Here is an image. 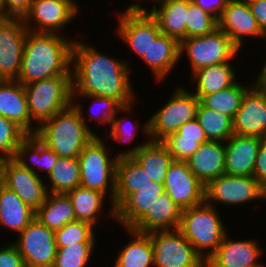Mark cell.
<instances>
[{
	"label": "cell",
	"instance_id": "obj_1",
	"mask_svg": "<svg viewBox=\"0 0 266 267\" xmlns=\"http://www.w3.org/2000/svg\"><path fill=\"white\" fill-rule=\"evenodd\" d=\"M129 62L106 56L94 47L75 40L72 64V95L112 97L123 106L137 97L131 82Z\"/></svg>",
	"mask_w": 266,
	"mask_h": 267
},
{
	"label": "cell",
	"instance_id": "obj_2",
	"mask_svg": "<svg viewBox=\"0 0 266 267\" xmlns=\"http://www.w3.org/2000/svg\"><path fill=\"white\" fill-rule=\"evenodd\" d=\"M75 39L63 34L27 31L22 64L17 81L27 85L72 74L73 48Z\"/></svg>",
	"mask_w": 266,
	"mask_h": 267
},
{
	"label": "cell",
	"instance_id": "obj_3",
	"mask_svg": "<svg viewBox=\"0 0 266 267\" xmlns=\"http://www.w3.org/2000/svg\"><path fill=\"white\" fill-rule=\"evenodd\" d=\"M79 102L72 100L69 107L42 123L35 133L47 148L62 158H78L83 148L99 136L88 126L83 104Z\"/></svg>",
	"mask_w": 266,
	"mask_h": 267
},
{
	"label": "cell",
	"instance_id": "obj_4",
	"mask_svg": "<svg viewBox=\"0 0 266 267\" xmlns=\"http://www.w3.org/2000/svg\"><path fill=\"white\" fill-rule=\"evenodd\" d=\"M100 136L92 139L78 155L80 186L109 195L110 217L114 219V195L118 158L111 157L108 145ZM107 148V149H106ZM109 192V193H108Z\"/></svg>",
	"mask_w": 266,
	"mask_h": 267
},
{
	"label": "cell",
	"instance_id": "obj_5",
	"mask_svg": "<svg viewBox=\"0 0 266 267\" xmlns=\"http://www.w3.org/2000/svg\"><path fill=\"white\" fill-rule=\"evenodd\" d=\"M206 201L181 213L178 230L206 261L227 232L219 210Z\"/></svg>",
	"mask_w": 266,
	"mask_h": 267
},
{
	"label": "cell",
	"instance_id": "obj_6",
	"mask_svg": "<svg viewBox=\"0 0 266 267\" xmlns=\"http://www.w3.org/2000/svg\"><path fill=\"white\" fill-rule=\"evenodd\" d=\"M24 89L31 120L38 127L72 104V74L34 81Z\"/></svg>",
	"mask_w": 266,
	"mask_h": 267
},
{
	"label": "cell",
	"instance_id": "obj_7",
	"mask_svg": "<svg viewBox=\"0 0 266 267\" xmlns=\"http://www.w3.org/2000/svg\"><path fill=\"white\" fill-rule=\"evenodd\" d=\"M176 88L166 104L151 114L142 126L145 136L152 141H162L186 122L196 118L200 99L193 91H187L182 86Z\"/></svg>",
	"mask_w": 266,
	"mask_h": 267
},
{
	"label": "cell",
	"instance_id": "obj_8",
	"mask_svg": "<svg viewBox=\"0 0 266 267\" xmlns=\"http://www.w3.org/2000/svg\"><path fill=\"white\" fill-rule=\"evenodd\" d=\"M240 48L219 28L200 37L184 38L180 41V58L185 55L190 61L191 74L214 64L235 60ZM183 54V55H182Z\"/></svg>",
	"mask_w": 266,
	"mask_h": 267
},
{
	"label": "cell",
	"instance_id": "obj_9",
	"mask_svg": "<svg viewBox=\"0 0 266 267\" xmlns=\"http://www.w3.org/2000/svg\"><path fill=\"white\" fill-rule=\"evenodd\" d=\"M136 2L128 5L123 13L120 11L116 32L121 41L141 59L147 54L152 40H155L161 31L156 19L139 0Z\"/></svg>",
	"mask_w": 266,
	"mask_h": 267
},
{
	"label": "cell",
	"instance_id": "obj_10",
	"mask_svg": "<svg viewBox=\"0 0 266 267\" xmlns=\"http://www.w3.org/2000/svg\"><path fill=\"white\" fill-rule=\"evenodd\" d=\"M154 249V267H206V261L178 229L148 233Z\"/></svg>",
	"mask_w": 266,
	"mask_h": 267
},
{
	"label": "cell",
	"instance_id": "obj_11",
	"mask_svg": "<svg viewBox=\"0 0 266 267\" xmlns=\"http://www.w3.org/2000/svg\"><path fill=\"white\" fill-rule=\"evenodd\" d=\"M266 200V190L254 176L222 174L205 186V201L216 206L241 205Z\"/></svg>",
	"mask_w": 266,
	"mask_h": 267
},
{
	"label": "cell",
	"instance_id": "obj_12",
	"mask_svg": "<svg viewBox=\"0 0 266 267\" xmlns=\"http://www.w3.org/2000/svg\"><path fill=\"white\" fill-rule=\"evenodd\" d=\"M75 1L33 0L30 10L23 17L24 25L28 31L60 34L63 28L74 21L81 12Z\"/></svg>",
	"mask_w": 266,
	"mask_h": 267
},
{
	"label": "cell",
	"instance_id": "obj_13",
	"mask_svg": "<svg viewBox=\"0 0 266 267\" xmlns=\"http://www.w3.org/2000/svg\"><path fill=\"white\" fill-rule=\"evenodd\" d=\"M18 235L16 246L25 267H53L57 246L55 231L48 229L36 217Z\"/></svg>",
	"mask_w": 266,
	"mask_h": 267
},
{
	"label": "cell",
	"instance_id": "obj_14",
	"mask_svg": "<svg viewBox=\"0 0 266 267\" xmlns=\"http://www.w3.org/2000/svg\"><path fill=\"white\" fill-rule=\"evenodd\" d=\"M28 29L23 17L0 15V80H16Z\"/></svg>",
	"mask_w": 266,
	"mask_h": 267
},
{
	"label": "cell",
	"instance_id": "obj_15",
	"mask_svg": "<svg viewBox=\"0 0 266 267\" xmlns=\"http://www.w3.org/2000/svg\"><path fill=\"white\" fill-rule=\"evenodd\" d=\"M163 185L164 192L182 211L205 201V185L189 169L186 161L173 160Z\"/></svg>",
	"mask_w": 266,
	"mask_h": 267
},
{
	"label": "cell",
	"instance_id": "obj_16",
	"mask_svg": "<svg viewBox=\"0 0 266 267\" xmlns=\"http://www.w3.org/2000/svg\"><path fill=\"white\" fill-rule=\"evenodd\" d=\"M233 131L237 135L266 139V95L254 82L235 113Z\"/></svg>",
	"mask_w": 266,
	"mask_h": 267
},
{
	"label": "cell",
	"instance_id": "obj_17",
	"mask_svg": "<svg viewBox=\"0 0 266 267\" xmlns=\"http://www.w3.org/2000/svg\"><path fill=\"white\" fill-rule=\"evenodd\" d=\"M221 29L240 49L243 47L244 37L265 39L266 34L258 26L248 2L243 0H229L218 19Z\"/></svg>",
	"mask_w": 266,
	"mask_h": 267
},
{
	"label": "cell",
	"instance_id": "obj_18",
	"mask_svg": "<svg viewBox=\"0 0 266 267\" xmlns=\"http://www.w3.org/2000/svg\"><path fill=\"white\" fill-rule=\"evenodd\" d=\"M42 178L22 167L13 158L6 163L4 186L14 191L34 211L45 202L48 195V185Z\"/></svg>",
	"mask_w": 266,
	"mask_h": 267
},
{
	"label": "cell",
	"instance_id": "obj_19",
	"mask_svg": "<svg viewBox=\"0 0 266 267\" xmlns=\"http://www.w3.org/2000/svg\"><path fill=\"white\" fill-rule=\"evenodd\" d=\"M254 239L232 240L226 232L216 251L206 260V267H264L260 259L263 249Z\"/></svg>",
	"mask_w": 266,
	"mask_h": 267
},
{
	"label": "cell",
	"instance_id": "obj_20",
	"mask_svg": "<svg viewBox=\"0 0 266 267\" xmlns=\"http://www.w3.org/2000/svg\"><path fill=\"white\" fill-rule=\"evenodd\" d=\"M118 159L132 157L150 177L151 181L164 184L166 174L173 158L162 141L148 140L130 147L127 151H119Z\"/></svg>",
	"mask_w": 266,
	"mask_h": 267
},
{
	"label": "cell",
	"instance_id": "obj_21",
	"mask_svg": "<svg viewBox=\"0 0 266 267\" xmlns=\"http://www.w3.org/2000/svg\"><path fill=\"white\" fill-rule=\"evenodd\" d=\"M0 116L14 122L26 134L37 131L28 110L24 85L17 80H0Z\"/></svg>",
	"mask_w": 266,
	"mask_h": 267
},
{
	"label": "cell",
	"instance_id": "obj_22",
	"mask_svg": "<svg viewBox=\"0 0 266 267\" xmlns=\"http://www.w3.org/2000/svg\"><path fill=\"white\" fill-rule=\"evenodd\" d=\"M261 138L233 134L225 142V174L253 176Z\"/></svg>",
	"mask_w": 266,
	"mask_h": 267
},
{
	"label": "cell",
	"instance_id": "obj_23",
	"mask_svg": "<svg viewBox=\"0 0 266 267\" xmlns=\"http://www.w3.org/2000/svg\"><path fill=\"white\" fill-rule=\"evenodd\" d=\"M164 192V185L151 181L149 185L127 194L114 207V221L124 228H131L146 212L151 210L156 199Z\"/></svg>",
	"mask_w": 266,
	"mask_h": 267
},
{
	"label": "cell",
	"instance_id": "obj_24",
	"mask_svg": "<svg viewBox=\"0 0 266 267\" xmlns=\"http://www.w3.org/2000/svg\"><path fill=\"white\" fill-rule=\"evenodd\" d=\"M225 142L207 141L190 156L186 163L193 174L206 186L225 174Z\"/></svg>",
	"mask_w": 266,
	"mask_h": 267
},
{
	"label": "cell",
	"instance_id": "obj_25",
	"mask_svg": "<svg viewBox=\"0 0 266 267\" xmlns=\"http://www.w3.org/2000/svg\"><path fill=\"white\" fill-rule=\"evenodd\" d=\"M180 42L170 36L160 33L152 40L147 54L141 58L153 73L156 81L162 82L180 61Z\"/></svg>",
	"mask_w": 266,
	"mask_h": 267
},
{
	"label": "cell",
	"instance_id": "obj_26",
	"mask_svg": "<svg viewBox=\"0 0 266 267\" xmlns=\"http://www.w3.org/2000/svg\"><path fill=\"white\" fill-rule=\"evenodd\" d=\"M182 210L163 192L147 212L131 227L142 233L178 229Z\"/></svg>",
	"mask_w": 266,
	"mask_h": 267
},
{
	"label": "cell",
	"instance_id": "obj_27",
	"mask_svg": "<svg viewBox=\"0 0 266 267\" xmlns=\"http://www.w3.org/2000/svg\"><path fill=\"white\" fill-rule=\"evenodd\" d=\"M13 159L22 167L29 169L39 176H41L40 171L45 170L43 173H46V176H48L56 162L60 159V156L47 148L36 134H27L17 147Z\"/></svg>",
	"mask_w": 266,
	"mask_h": 267
},
{
	"label": "cell",
	"instance_id": "obj_28",
	"mask_svg": "<svg viewBox=\"0 0 266 267\" xmlns=\"http://www.w3.org/2000/svg\"><path fill=\"white\" fill-rule=\"evenodd\" d=\"M152 2L155 4H151L153 5L151 9L145 8L158 22L161 33L179 42L186 38L187 0H154Z\"/></svg>",
	"mask_w": 266,
	"mask_h": 267
},
{
	"label": "cell",
	"instance_id": "obj_29",
	"mask_svg": "<svg viewBox=\"0 0 266 267\" xmlns=\"http://www.w3.org/2000/svg\"><path fill=\"white\" fill-rule=\"evenodd\" d=\"M207 141L205 132L196 118L186 122L176 132L162 140L173 160L180 161H186L202 143Z\"/></svg>",
	"mask_w": 266,
	"mask_h": 267
},
{
	"label": "cell",
	"instance_id": "obj_30",
	"mask_svg": "<svg viewBox=\"0 0 266 267\" xmlns=\"http://www.w3.org/2000/svg\"><path fill=\"white\" fill-rule=\"evenodd\" d=\"M227 63L214 64L201 68L192 74V80L196 82L195 92L199 99L206 94L215 93L235 85L237 71L234 66Z\"/></svg>",
	"mask_w": 266,
	"mask_h": 267
},
{
	"label": "cell",
	"instance_id": "obj_31",
	"mask_svg": "<svg viewBox=\"0 0 266 267\" xmlns=\"http://www.w3.org/2000/svg\"><path fill=\"white\" fill-rule=\"evenodd\" d=\"M35 218V211L6 186L0 188V226L20 233Z\"/></svg>",
	"mask_w": 266,
	"mask_h": 267
},
{
	"label": "cell",
	"instance_id": "obj_32",
	"mask_svg": "<svg viewBox=\"0 0 266 267\" xmlns=\"http://www.w3.org/2000/svg\"><path fill=\"white\" fill-rule=\"evenodd\" d=\"M132 238L117 255L113 267H154V249L148 233L125 228Z\"/></svg>",
	"mask_w": 266,
	"mask_h": 267
},
{
	"label": "cell",
	"instance_id": "obj_33",
	"mask_svg": "<svg viewBox=\"0 0 266 267\" xmlns=\"http://www.w3.org/2000/svg\"><path fill=\"white\" fill-rule=\"evenodd\" d=\"M35 217L53 231L76 220L71 200L65 193H48L45 202L35 211Z\"/></svg>",
	"mask_w": 266,
	"mask_h": 267
},
{
	"label": "cell",
	"instance_id": "obj_34",
	"mask_svg": "<svg viewBox=\"0 0 266 267\" xmlns=\"http://www.w3.org/2000/svg\"><path fill=\"white\" fill-rule=\"evenodd\" d=\"M150 177L146 171L132 158H120L116 166V189L114 207L127 195L139 191L149 185Z\"/></svg>",
	"mask_w": 266,
	"mask_h": 267
},
{
	"label": "cell",
	"instance_id": "obj_35",
	"mask_svg": "<svg viewBox=\"0 0 266 267\" xmlns=\"http://www.w3.org/2000/svg\"><path fill=\"white\" fill-rule=\"evenodd\" d=\"M74 208L76 220L91 223L93 226L98 224L105 205L106 196L102 192L78 186L66 193Z\"/></svg>",
	"mask_w": 266,
	"mask_h": 267
},
{
	"label": "cell",
	"instance_id": "obj_36",
	"mask_svg": "<svg viewBox=\"0 0 266 267\" xmlns=\"http://www.w3.org/2000/svg\"><path fill=\"white\" fill-rule=\"evenodd\" d=\"M196 119L204 130L208 141L226 142L233 134V119L225 114L198 105Z\"/></svg>",
	"mask_w": 266,
	"mask_h": 267
},
{
	"label": "cell",
	"instance_id": "obj_37",
	"mask_svg": "<svg viewBox=\"0 0 266 267\" xmlns=\"http://www.w3.org/2000/svg\"><path fill=\"white\" fill-rule=\"evenodd\" d=\"M78 158H62L56 162L47 176L50 182L48 193H68L80 186V171Z\"/></svg>",
	"mask_w": 266,
	"mask_h": 267
},
{
	"label": "cell",
	"instance_id": "obj_38",
	"mask_svg": "<svg viewBox=\"0 0 266 267\" xmlns=\"http://www.w3.org/2000/svg\"><path fill=\"white\" fill-rule=\"evenodd\" d=\"M237 82L230 88L204 95L200 102L207 108L225 114L232 119L241 106L245 92L252 86Z\"/></svg>",
	"mask_w": 266,
	"mask_h": 267
},
{
	"label": "cell",
	"instance_id": "obj_39",
	"mask_svg": "<svg viewBox=\"0 0 266 267\" xmlns=\"http://www.w3.org/2000/svg\"><path fill=\"white\" fill-rule=\"evenodd\" d=\"M96 242H77L57 248L53 267H86L89 264Z\"/></svg>",
	"mask_w": 266,
	"mask_h": 267
},
{
	"label": "cell",
	"instance_id": "obj_40",
	"mask_svg": "<svg viewBox=\"0 0 266 267\" xmlns=\"http://www.w3.org/2000/svg\"><path fill=\"white\" fill-rule=\"evenodd\" d=\"M185 23L186 38L207 35L218 28V20L191 0H187Z\"/></svg>",
	"mask_w": 266,
	"mask_h": 267
},
{
	"label": "cell",
	"instance_id": "obj_41",
	"mask_svg": "<svg viewBox=\"0 0 266 267\" xmlns=\"http://www.w3.org/2000/svg\"><path fill=\"white\" fill-rule=\"evenodd\" d=\"M95 231L91 223L81 220L68 222L61 229L55 231L56 246L60 248L77 242H96Z\"/></svg>",
	"mask_w": 266,
	"mask_h": 267
},
{
	"label": "cell",
	"instance_id": "obj_42",
	"mask_svg": "<svg viewBox=\"0 0 266 267\" xmlns=\"http://www.w3.org/2000/svg\"><path fill=\"white\" fill-rule=\"evenodd\" d=\"M77 96V97H76ZM79 96L83 97V99L86 100V98H90L92 100V105L98 103V108H96L97 111H95L93 113L92 108L94 107H90V119H94L95 122L101 125H107L111 126L114 122L115 119V114L123 107V105L116 99L112 98V97H103V96H96V95H72V100H75L76 98H80ZM85 97V98H84ZM96 106V107H97ZM98 111H100V113L98 114ZM94 115V116H93Z\"/></svg>",
	"mask_w": 266,
	"mask_h": 267
},
{
	"label": "cell",
	"instance_id": "obj_43",
	"mask_svg": "<svg viewBox=\"0 0 266 267\" xmlns=\"http://www.w3.org/2000/svg\"><path fill=\"white\" fill-rule=\"evenodd\" d=\"M27 134L14 122L0 116V154L14 158L17 147Z\"/></svg>",
	"mask_w": 266,
	"mask_h": 267
},
{
	"label": "cell",
	"instance_id": "obj_44",
	"mask_svg": "<svg viewBox=\"0 0 266 267\" xmlns=\"http://www.w3.org/2000/svg\"><path fill=\"white\" fill-rule=\"evenodd\" d=\"M133 104L127 105V106H123L116 114H115V119L113 124L111 125V127L109 128V130H105L108 135L109 138L113 139L114 141H117L118 144L122 143H130L133 141V139L135 138V136L138 134V128H136L135 122L138 121H134L132 122V120H129L127 118L126 115H128L127 113H131V110L133 109ZM119 112L126 113L125 119L124 116H122V119L117 118L119 114ZM124 119V120H123ZM128 119V120H127ZM126 121V122H125ZM137 130V131H136Z\"/></svg>",
	"mask_w": 266,
	"mask_h": 267
},
{
	"label": "cell",
	"instance_id": "obj_45",
	"mask_svg": "<svg viewBox=\"0 0 266 267\" xmlns=\"http://www.w3.org/2000/svg\"><path fill=\"white\" fill-rule=\"evenodd\" d=\"M1 247L0 267H25L23 257L19 253L13 242Z\"/></svg>",
	"mask_w": 266,
	"mask_h": 267
},
{
	"label": "cell",
	"instance_id": "obj_46",
	"mask_svg": "<svg viewBox=\"0 0 266 267\" xmlns=\"http://www.w3.org/2000/svg\"><path fill=\"white\" fill-rule=\"evenodd\" d=\"M33 0H2L1 15L24 17L30 10Z\"/></svg>",
	"mask_w": 266,
	"mask_h": 267
},
{
	"label": "cell",
	"instance_id": "obj_47",
	"mask_svg": "<svg viewBox=\"0 0 266 267\" xmlns=\"http://www.w3.org/2000/svg\"><path fill=\"white\" fill-rule=\"evenodd\" d=\"M253 176L266 190V139H261V143L256 157Z\"/></svg>",
	"mask_w": 266,
	"mask_h": 267
},
{
	"label": "cell",
	"instance_id": "obj_48",
	"mask_svg": "<svg viewBox=\"0 0 266 267\" xmlns=\"http://www.w3.org/2000/svg\"><path fill=\"white\" fill-rule=\"evenodd\" d=\"M202 10L213 15L217 20L220 18L223 10L227 6L229 0H191Z\"/></svg>",
	"mask_w": 266,
	"mask_h": 267
},
{
	"label": "cell",
	"instance_id": "obj_49",
	"mask_svg": "<svg viewBox=\"0 0 266 267\" xmlns=\"http://www.w3.org/2000/svg\"><path fill=\"white\" fill-rule=\"evenodd\" d=\"M258 26L266 34V0L248 2Z\"/></svg>",
	"mask_w": 266,
	"mask_h": 267
},
{
	"label": "cell",
	"instance_id": "obj_50",
	"mask_svg": "<svg viewBox=\"0 0 266 267\" xmlns=\"http://www.w3.org/2000/svg\"><path fill=\"white\" fill-rule=\"evenodd\" d=\"M264 59V66L260 69L258 77L254 79V83L266 95V58Z\"/></svg>",
	"mask_w": 266,
	"mask_h": 267
},
{
	"label": "cell",
	"instance_id": "obj_51",
	"mask_svg": "<svg viewBox=\"0 0 266 267\" xmlns=\"http://www.w3.org/2000/svg\"><path fill=\"white\" fill-rule=\"evenodd\" d=\"M9 158L0 154V188L4 186L5 167Z\"/></svg>",
	"mask_w": 266,
	"mask_h": 267
},
{
	"label": "cell",
	"instance_id": "obj_52",
	"mask_svg": "<svg viewBox=\"0 0 266 267\" xmlns=\"http://www.w3.org/2000/svg\"><path fill=\"white\" fill-rule=\"evenodd\" d=\"M1 3H2V0H0V15H1Z\"/></svg>",
	"mask_w": 266,
	"mask_h": 267
},
{
	"label": "cell",
	"instance_id": "obj_53",
	"mask_svg": "<svg viewBox=\"0 0 266 267\" xmlns=\"http://www.w3.org/2000/svg\"><path fill=\"white\" fill-rule=\"evenodd\" d=\"M243 1H246V2H251V1H256V0H243Z\"/></svg>",
	"mask_w": 266,
	"mask_h": 267
}]
</instances>
